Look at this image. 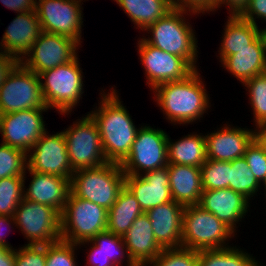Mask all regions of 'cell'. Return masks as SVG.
Masks as SVG:
<instances>
[{
  "label": "cell",
  "mask_w": 266,
  "mask_h": 266,
  "mask_svg": "<svg viewBox=\"0 0 266 266\" xmlns=\"http://www.w3.org/2000/svg\"><path fill=\"white\" fill-rule=\"evenodd\" d=\"M223 125L205 134L207 159L231 162L244 157L246 147L254 139V129Z\"/></svg>",
  "instance_id": "obj_18"
},
{
  "label": "cell",
  "mask_w": 266,
  "mask_h": 266,
  "mask_svg": "<svg viewBox=\"0 0 266 266\" xmlns=\"http://www.w3.org/2000/svg\"><path fill=\"white\" fill-rule=\"evenodd\" d=\"M221 65L242 84L254 76L266 73V36L262 32L249 47L227 56Z\"/></svg>",
  "instance_id": "obj_24"
},
{
  "label": "cell",
  "mask_w": 266,
  "mask_h": 266,
  "mask_svg": "<svg viewBox=\"0 0 266 266\" xmlns=\"http://www.w3.org/2000/svg\"><path fill=\"white\" fill-rule=\"evenodd\" d=\"M125 186L135 196L144 213L173 200L167 166L142 175H125Z\"/></svg>",
  "instance_id": "obj_17"
},
{
  "label": "cell",
  "mask_w": 266,
  "mask_h": 266,
  "mask_svg": "<svg viewBox=\"0 0 266 266\" xmlns=\"http://www.w3.org/2000/svg\"><path fill=\"white\" fill-rule=\"evenodd\" d=\"M147 266H198V251L183 247L163 249Z\"/></svg>",
  "instance_id": "obj_38"
},
{
  "label": "cell",
  "mask_w": 266,
  "mask_h": 266,
  "mask_svg": "<svg viewBox=\"0 0 266 266\" xmlns=\"http://www.w3.org/2000/svg\"><path fill=\"white\" fill-rule=\"evenodd\" d=\"M128 156L120 163L125 175H142L168 165V133L140 125Z\"/></svg>",
  "instance_id": "obj_8"
},
{
  "label": "cell",
  "mask_w": 266,
  "mask_h": 266,
  "mask_svg": "<svg viewBox=\"0 0 266 266\" xmlns=\"http://www.w3.org/2000/svg\"><path fill=\"white\" fill-rule=\"evenodd\" d=\"M0 266H15V248L0 246Z\"/></svg>",
  "instance_id": "obj_48"
},
{
  "label": "cell",
  "mask_w": 266,
  "mask_h": 266,
  "mask_svg": "<svg viewBox=\"0 0 266 266\" xmlns=\"http://www.w3.org/2000/svg\"><path fill=\"white\" fill-rule=\"evenodd\" d=\"M108 210L89 200L68 195L61 213V240L79 244L107 230Z\"/></svg>",
  "instance_id": "obj_7"
},
{
  "label": "cell",
  "mask_w": 266,
  "mask_h": 266,
  "mask_svg": "<svg viewBox=\"0 0 266 266\" xmlns=\"http://www.w3.org/2000/svg\"><path fill=\"white\" fill-rule=\"evenodd\" d=\"M91 241L97 246V251L103 253L115 266H123L125 260V265L136 266L128 254L123 236L105 231Z\"/></svg>",
  "instance_id": "obj_32"
},
{
  "label": "cell",
  "mask_w": 266,
  "mask_h": 266,
  "mask_svg": "<svg viewBox=\"0 0 266 266\" xmlns=\"http://www.w3.org/2000/svg\"><path fill=\"white\" fill-rule=\"evenodd\" d=\"M185 206L174 200L148 210L153 234L163 249L182 247V215Z\"/></svg>",
  "instance_id": "obj_21"
},
{
  "label": "cell",
  "mask_w": 266,
  "mask_h": 266,
  "mask_svg": "<svg viewBox=\"0 0 266 266\" xmlns=\"http://www.w3.org/2000/svg\"><path fill=\"white\" fill-rule=\"evenodd\" d=\"M5 28L0 41V51L16 57L19 61L30 50L42 32L35 10L17 13Z\"/></svg>",
  "instance_id": "obj_20"
},
{
  "label": "cell",
  "mask_w": 266,
  "mask_h": 266,
  "mask_svg": "<svg viewBox=\"0 0 266 266\" xmlns=\"http://www.w3.org/2000/svg\"><path fill=\"white\" fill-rule=\"evenodd\" d=\"M26 175L0 179V215L14 216L24 198Z\"/></svg>",
  "instance_id": "obj_33"
},
{
  "label": "cell",
  "mask_w": 266,
  "mask_h": 266,
  "mask_svg": "<svg viewBox=\"0 0 266 266\" xmlns=\"http://www.w3.org/2000/svg\"><path fill=\"white\" fill-rule=\"evenodd\" d=\"M81 245H87L90 247L87 248L89 249V251L87 252L88 254L86 257L88 258V260L86 258L87 262H85V266H115L109 258H107L103 253L97 251V246L91 240L77 244L79 249H81Z\"/></svg>",
  "instance_id": "obj_43"
},
{
  "label": "cell",
  "mask_w": 266,
  "mask_h": 266,
  "mask_svg": "<svg viewBox=\"0 0 266 266\" xmlns=\"http://www.w3.org/2000/svg\"><path fill=\"white\" fill-rule=\"evenodd\" d=\"M240 247L198 251V266H262L253 254ZM260 263V264H259Z\"/></svg>",
  "instance_id": "obj_30"
},
{
  "label": "cell",
  "mask_w": 266,
  "mask_h": 266,
  "mask_svg": "<svg viewBox=\"0 0 266 266\" xmlns=\"http://www.w3.org/2000/svg\"><path fill=\"white\" fill-rule=\"evenodd\" d=\"M248 3L249 0H216V11L220 7L227 6L226 9L229 11L227 14H229V16H237L244 11Z\"/></svg>",
  "instance_id": "obj_45"
},
{
  "label": "cell",
  "mask_w": 266,
  "mask_h": 266,
  "mask_svg": "<svg viewBox=\"0 0 266 266\" xmlns=\"http://www.w3.org/2000/svg\"><path fill=\"white\" fill-rule=\"evenodd\" d=\"M250 200L241 193L230 188L217 190H203L199 206L213 213L220 221L238 232L237 224H240L250 211Z\"/></svg>",
  "instance_id": "obj_19"
},
{
  "label": "cell",
  "mask_w": 266,
  "mask_h": 266,
  "mask_svg": "<svg viewBox=\"0 0 266 266\" xmlns=\"http://www.w3.org/2000/svg\"><path fill=\"white\" fill-rule=\"evenodd\" d=\"M112 1V0H111ZM128 15L131 22L143 31L174 9L172 0H113Z\"/></svg>",
  "instance_id": "obj_28"
},
{
  "label": "cell",
  "mask_w": 266,
  "mask_h": 266,
  "mask_svg": "<svg viewBox=\"0 0 266 266\" xmlns=\"http://www.w3.org/2000/svg\"><path fill=\"white\" fill-rule=\"evenodd\" d=\"M30 171L71 179L72 169L63 132L46 131L27 153Z\"/></svg>",
  "instance_id": "obj_16"
},
{
  "label": "cell",
  "mask_w": 266,
  "mask_h": 266,
  "mask_svg": "<svg viewBox=\"0 0 266 266\" xmlns=\"http://www.w3.org/2000/svg\"><path fill=\"white\" fill-rule=\"evenodd\" d=\"M16 227L14 216H4L0 215V246L6 247V248H13L9 242L6 241V228L9 229V231L12 230V228ZM4 231V232H3Z\"/></svg>",
  "instance_id": "obj_47"
},
{
  "label": "cell",
  "mask_w": 266,
  "mask_h": 266,
  "mask_svg": "<svg viewBox=\"0 0 266 266\" xmlns=\"http://www.w3.org/2000/svg\"><path fill=\"white\" fill-rule=\"evenodd\" d=\"M18 63L19 60L16 57L4 54L0 51V87Z\"/></svg>",
  "instance_id": "obj_46"
},
{
  "label": "cell",
  "mask_w": 266,
  "mask_h": 266,
  "mask_svg": "<svg viewBox=\"0 0 266 266\" xmlns=\"http://www.w3.org/2000/svg\"><path fill=\"white\" fill-rule=\"evenodd\" d=\"M80 0H36V14L44 32L67 36L80 45L83 25Z\"/></svg>",
  "instance_id": "obj_13"
},
{
  "label": "cell",
  "mask_w": 266,
  "mask_h": 266,
  "mask_svg": "<svg viewBox=\"0 0 266 266\" xmlns=\"http://www.w3.org/2000/svg\"><path fill=\"white\" fill-rule=\"evenodd\" d=\"M1 3L15 13H23L34 11L36 8V0H0Z\"/></svg>",
  "instance_id": "obj_44"
},
{
  "label": "cell",
  "mask_w": 266,
  "mask_h": 266,
  "mask_svg": "<svg viewBox=\"0 0 266 266\" xmlns=\"http://www.w3.org/2000/svg\"><path fill=\"white\" fill-rule=\"evenodd\" d=\"M249 96V105L253 110L255 126L266 123V73L254 76L243 84Z\"/></svg>",
  "instance_id": "obj_34"
},
{
  "label": "cell",
  "mask_w": 266,
  "mask_h": 266,
  "mask_svg": "<svg viewBox=\"0 0 266 266\" xmlns=\"http://www.w3.org/2000/svg\"><path fill=\"white\" fill-rule=\"evenodd\" d=\"M81 45L67 36L42 31L30 50L19 61L25 68L40 75L72 61Z\"/></svg>",
  "instance_id": "obj_12"
},
{
  "label": "cell",
  "mask_w": 266,
  "mask_h": 266,
  "mask_svg": "<svg viewBox=\"0 0 266 266\" xmlns=\"http://www.w3.org/2000/svg\"><path fill=\"white\" fill-rule=\"evenodd\" d=\"M263 32H264V34L266 36V26H265V28H263Z\"/></svg>",
  "instance_id": "obj_51"
},
{
  "label": "cell",
  "mask_w": 266,
  "mask_h": 266,
  "mask_svg": "<svg viewBox=\"0 0 266 266\" xmlns=\"http://www.w3.org/2000/svg\"><path fill=\"white\" fill-rule=\"evenodd\" d=\"M78 57L39 75L45 105L64 116L72 114L85 92V76Z\"/></svg>",
  "instance_id": "obj_4"
},
{
  "label": "cell",
  "mask_w": 266,
  "mask_h": 266,
  "mask_svg": "<svg viewBox=\"0 0 266 266\" xmlns=\"http://www.w3.org/2000/svg\"><path fill=\"white\" fill-rule=\"evenodd\" d=\"M143 213L135 196L124 186L118 193L116 202L108 210L106 231L124 236L135 219Z\"/></svg>",
  "instance_id": "obj_29"
},
{
  "label": "cell",
  "mask_w": 266,
  "mask_h": 266,
  "mask_svg": "<svg viewBox=\"0 0 266 266\" xmlns=\"http://www.w3.org/2000/svg\"><path fill=\"white\" fill-rule=\"evenodd\" d=\"M239 16L256 26H258L256 19L266 22V0H249L248 5Z\"/></svg>",
  "instance_id": "obj_42"
},
{
  "label": "cell",
  "mask_w": 266,
  "mask_h": 266,
  "mask_svg": "<svg viewBox=\"0 0 266 266\" xmlns=\"http://www.w3.org/2000/svg\"><path fill=\"white\" fill-rule=\"evenodd\" d=\"M172 199L184 206L199 204L203 192L200 167L168 164Z\"/></svg>",
  "instance_id": "obj_25"
},
{
  "label": "cell",
  "mask_w": 266,
  "mask_h": 266,
  "mask_svg": "<svg viewBox=\"0 0 266 266\" xmlns=\"http://www.w3.org/2000/svg\"><path fill=\"white\" fill-rule=\"evenodd\" d=\"M220 47L218 50L219 62L227 56L237 53V50L249 47V45L263 32L259 26L237 16H228L225 22Z\"/></svg>",
  "instance_id": "obj_26"
},
{
  "label": "cell",
  "mask_w": 266,
  "mask_h": 266,
  "mask_svg": "<svg viewBox=\"0 0 266 266\" xmlns=\"http://www.w3.org/2000/svg\"><path fill=\"white\" fill-rule=\"evenodd\" d=\"M174 8L183 9L201 15L216 12V0H172Z\"/></svg>",
  "instance_id": "obj_41"
},
{
  "label": "cell",
  "mask_w": 266,
  "mask_h": 266,
  "mask_svg": "<svg viewBox=\"0 0 266 266\" xmlns=\"http://www.w3.org/2000/svg\"><path fill=\"white\" fill-rule=\"evenodd\" d=\"M236 235L213 213L198 204L185 206L182 215L183 248L196 251L224 249L231 247L229 241Z\"/></svg>",
  "instance_id": "obj_5"
},
{
  "label": "cell",
  "mask_w": 266,
  "mask_h": 266,
  "mask_svg": "<svg viewBox=\"0 0 266 266\" xmlns=\"http://www.w3.org/2000/svg\"><path fill=\"white\" fill-rule=\"evenodd\" d=\"M137 42L136 50L151 91L162 83L183 80L194 71L183 58L164 52L141 37Z\"/></svg>",
  "instance_id": "obj_14"
},
{
  "label": "cell",
  "mask_w": 266,
  "mask_h": 266,
  "mask_svg": "<svg viewBox=\"0 0 266 266\" xmlns=\"http://www.w3.org/2000/svg\"><path fill=\"white\" fill-rule=\"evenodd\" d=\"M27 168V153L0 143V179L23 176Z\"/></svg>",
  "instance_id": "obj_36"
},
{
  "label": "cell",
  "mask_w": 266,
  "mask_h": 266,
  "mask_svg": "<svg viewBox=\"0 0 266 266\" xmlns=\"http://www.w3.org/2000/svg\"><path fill=\"white\" fill-rule=\"evenodd\" d=\"M46 245H27L15 249V266H45Z\"/></svg>",
  "instance_id": "obj_40"
},
{
  "label": "cell",
  "mask_w": 266,
  "mask_h": 266,
  "mask_svg": "<svg viewBox=\"0 0 266 266\" xmlns=\"http://www.w3.org/2000/svg\"><path fill=\"white\" fill-rule=\"evenodd\" d=\"M229 188L241 193L249 200L255 199L257 192L262 189L261 184L255 178L244 157L231 161Z\"/></svg>",
  "instance_id": "obj_31"
},
{
  "label": "cell",
  "mask_w": 266,
  "mask_h": 266,
  "mask_svg": "<svg viewBox=\"0 0 266 266\" xmlns=\"http://www.w3.org/2000/svg\"><path fill=\"white\" fill-rule=\"evenodd\" d=\"M128 254L136 266H147L161 253L151 221L146 213L139 215L123 236Z\"/></svg>",
  "instance_id": "obj_23"
},
{
  "label": "cell",
  "mask_w": 266,
  "mask_h": 266,
  "mask_svg": "<svg viewBox=\"0 0 266 266\" xmlns=\"http://www.w3.org/2000/svg\"><path fill=\"white\" fill-rule=\"evenodd\" d=\"M198 14L174 8L166 16L149 25L143 32L142 38L150 45L164 52L183 58L194 70L200 69L198 61V40L195 30L186 16ZM150 34V35H147ZM145 35V37H144ZM148 36V37H147ZM147 37V38H146ZM198 48V49H197Z\"/></svg>",
  "instance_id": "obj_3"
},
{
  "label": "cell",
  "mask_w": 266,
  "mask_h": 266,
  "mask_svg": "<svg viewBox=\"0 0 266 266\" xmlns=\"http://www.w3.org/2000/svg\"><path fill=\"white\" fill-rule=\"evenodd\" d=\"M14 219L27 245H47L61 240V214L51 206L23 198Z\"/></svg>",
  "instance_id": "obj_10"
},
{
  "label": "cell",
  "mask_w": 266,
  "mask_h": 266,
  "mask_svg": "<svg viewBox=\"0 0 266 266\" xmlns=\"http://www.w3.org/2000/svg\"><path fill=\"white\" fill-rule=\"evenodd\" d=\"M202 134L193 132L177 141L168 136V164L201 167L207 160L206 139Z\"/></svg>",
  "instance_id": "obj_27"
},
{
  "label": "cell",
  "mask_w": 266,
  "mask_h": 266,
  "mask_svg": "<svg viewBox=\"0 0 266 266\" xmlns=\"http://www.w3.org/2000/svg\"><path fill=\"white\" fill-rule=\"evenodd\" d=\"M115 87L112 86L108 92L101 89L99 106L87 113L98 126L105 159L120 164L128 156L139 127Z\"/></svg>",
  "instance_id": "obj_1"
},
{
  "label": "cell",
  "mask_w": 266,
  "mask_h": 266,
  "mask_svg": "<svg viewBox=\"0 0 266 266\" xmlns=\"http://www.w3.org/2000/svg\"><path fill=\"white\" fill-rule=\"evenodd\" d=\"M25 172H29L28 177L32 179L28 188L24 186V198L51 206L61 214L70 193V179L30 171L28 168Z\"/></svg>",
  "instance_id": "obj_22"
},
{
  "label": "cell",
  "mask_w": 266,
  "mask_h": 266,
  "mask_svg": "<svg viewBox=\"0 0 266 266\" xmlns=\"http://www.w3.org/2000/svg\"><path fill=\"white\" fill-rule=\"evenodd\" d=\"M244 158L257 181L263 183L266 178V153L255 139L246 147Z\"/></svg>",
  "instance_id": "obj_39"
},
{
  "label": "cell",
  "mask_w": 266,
  "mask_h": 266,
  "mask_svg": "<svg viewBox=\"0 0 266 266\" xmlns=\"http://www.w3.org/2000/svg\"><path fill=\"white\" fill-rule=\"evenodd\" d=\"M200 169L203 190L229 188L231 162L207 159Z\"/></svg>",
  "instance_id": "obj_35"
},
{
  "label": "cell",
  "mask_w": 266,
  "mask_h": 266,
  "mask_svg": "<svg viewBox=\"0 0 266 266\" xmlns=\"http://www.w3.org/2000/svg\"><path fill=\"white\" fill-rule=\"evenodd\" d=\"M80 118L62 131L73 171L107 163L96 122L89 114Z\"/></svg>",
  "instance_id": "obj_9"
},
{
  "label": "cell",
  "mask_w": 266,
  "mask_h": 266,
  "mask_svg": "<svg viewBox=\"0 0 266 266\" xmlns=\"http://www.w3.org/2000/svg\"><path fill=\"white\" fill-rule=\"evenodd\" d=\"M50 109H29L0 114L1 143L28 153L47 131L44 112Z\"/></svg>",
  "instance_id": "obj_15"
},
{
  "label": "cell",
  "mask_w": 266,
  "mask_h": 266,
  "mask_svg": "<svg viewBox=\"0 0 266 266\" xmlns=\"http://www.w3.org/2000/svg\"><path fill=\"white\" fill-rule=\"evenodd\" d=\"M77 244L59 240L46 245L45 266H79L76 259Z\"/></svg>",
  "instance_id": "obj_37"
},
{
  "label": "cell",
  "mask_w": 266,
  "mask_h": 266,
  "mask_svg": "<svg viewBox=\"0 0 266 266\" xmlns=\"http://www.w3.org/2000/svg\"><path fill=\"white\" fill-rule=\"evenodd\" d=\"M254 139L266 153V123L254 127Z\"/></svg>",
  "instance_id": "obj_49"
},
{
  "label": "cell",
  "mask_w": 266,
  "mask_h": 266,
  "mask_svg": "<svg viewBox=\"0 0 266 266\" xmlns=\"http://www.w3.org/2000/svg\"><path fill=\"white\" fill-rule=\"evenodd\" d=\"M29 109H49L41 92L39 75L20 62L0 87V114Z\"/></svg>",
  "instance_id": "obj_11"
},
{
  "label": "cell",
  "mask_w": 266,
  "mask_h": 266,
  "mask_svg": "<svg viewBox=\"0 0 266 266\" xmlns=\"http://www.w3.org/2000/svg\"><path fill=\"white\" fill-rule=\"evenodd\" d=\"M201 76L196 69L183 80L162 83L152 90L154 101L171 125H192L210 110V94Z\"/></svg>",
  "instance_id": "obj_2"
},
{
  "label": "cell",
  "mask_w": 266,
  "mask_h": 266,
  "mask_svg": "<svg viewBox=\"0 0 266 266\" xmlns=\"http://www.w3.org/2000/svg\"><path fill=\"white\" fill-rule=\"evenodd\" d=\"M262 186H264V189H265V191H264L265 193H264V194H265V196H266V178H265V180L263 181V183L261 184V187H262ZM265 198H266V197H265Z\"/></svg>",
  "instance_id": "obj_50"
},
{
  "label": "cell",
  "mask_w": 266,
  "mask_h": 266,
  "mask_svg": "<svg viewBox=\"0 0 266 266\" xmlns=\"http://www.w3.org/2000/svg\"><path fill=\"white\" fill-rule=\"evenodd\" d=\"M125 186V174L119 163L106 164L74 171L70 179V192L109 210L118 193Z\"/></svg>",
  "instance_id": "obj_6"
}]
</instances>
